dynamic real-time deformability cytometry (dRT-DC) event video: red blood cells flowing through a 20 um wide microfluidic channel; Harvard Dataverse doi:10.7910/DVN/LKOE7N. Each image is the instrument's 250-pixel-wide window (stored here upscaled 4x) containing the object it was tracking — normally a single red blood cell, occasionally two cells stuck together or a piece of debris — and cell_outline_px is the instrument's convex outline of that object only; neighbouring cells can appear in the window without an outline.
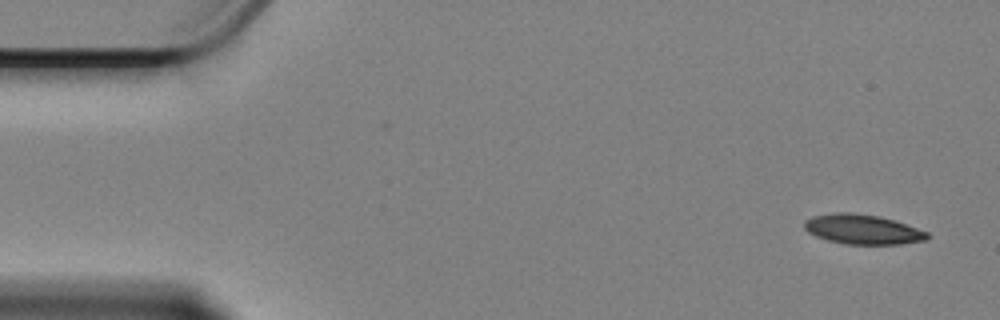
{"species": "Egyptian fruit bat (a non-hibernating species)", "species_latin": "Rousettus aegyptiacus", "temperature_condition": "cold", "stored_images_in_passage": 58, "segment_of_instrument_passage": [1, 2], "camera_frame_rate_fps": 3000, "um_per_image_px": 0.085, "animal": {"sex": "female"}, "frame": {"image": 1, "passage_image": 1, "time_ms": 0.0, "image_size_px": [1000, 320], "cell_outline_px": [[928, 240], [900, 244], [844, 244], [828, 240], [816, 236], [808, 232], [804, 228], [804, 220], [812, 216], [836, 212], [852, 212], [880, 216], [928, 232]], "centroid_in_image_um": [73.29, 19.49], "position_along_channel_um": 11.7, "area_um2": 21.27}}
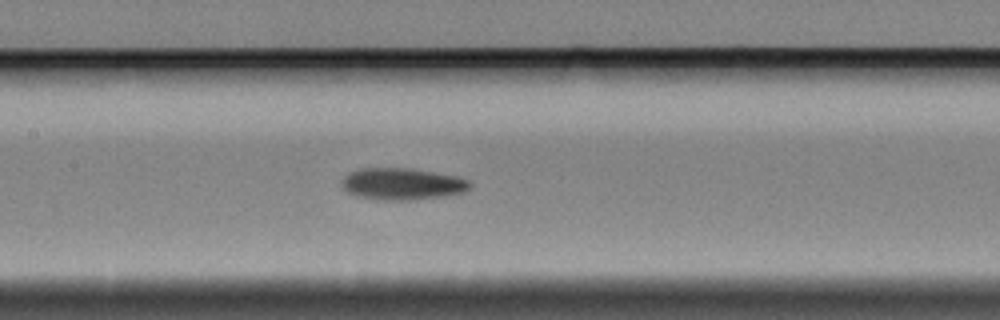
{"frame": {"image": 2, "passage_image": 25, "time_ms": 8.0, "image_size_px": [1000, 320], "cell_outline_px": [[472, 184], [464, 192], [444, 196], [412, 200], [380, 200], [356, 196], [348, 192], [340, 184], [340, 180], [348, 172], [360, 168], [408, 168], [456, 176], [468, 180]], "centroid_in_image_um": [34.13, 15.63], "position_along_channel_um": 173.3, "area_um2": 23.81}}
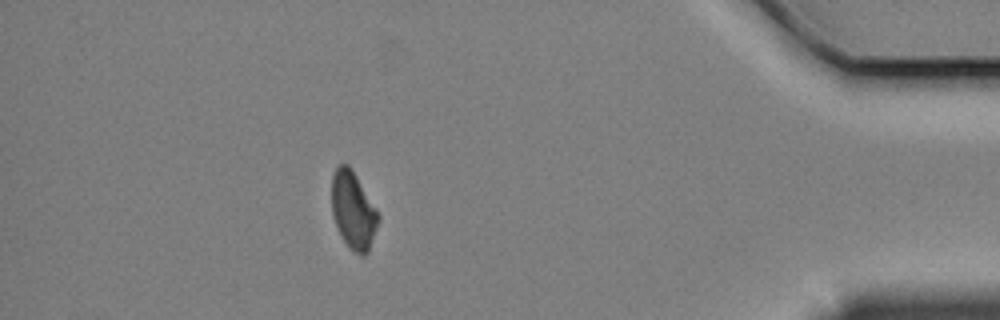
{"frame": {"image": 3, "passage_image": 50, "time_ms": 16.333, "image_size_px": [1000, 320], "cell_outline_px": [[380, 220], [368, 252], [364, 256], [360, 256], [352, 252], [348, 248], [340, 236], [336, 228], [332, 216], [332, 176], [336, 168], [340, 164], [348, 164], [356, 176], [376, 208], [380, 216]], "centroid_in_image_um": [30.02, 17.94], "position_along_channel_um": 405.2, "area_um2": 21.27}}